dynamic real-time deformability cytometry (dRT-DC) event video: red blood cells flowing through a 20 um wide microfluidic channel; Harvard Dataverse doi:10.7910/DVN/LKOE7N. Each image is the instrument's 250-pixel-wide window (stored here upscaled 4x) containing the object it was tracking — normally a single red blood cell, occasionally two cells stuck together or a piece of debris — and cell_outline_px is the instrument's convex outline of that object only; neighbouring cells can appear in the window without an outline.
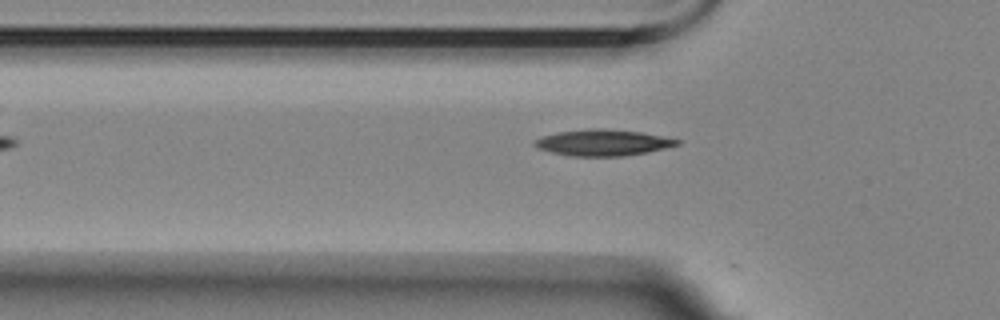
{"species": "Egyptian fruit bat (a non-hibernating species)", "species_latin": "Rousettus aegyptiacus", "temperature_condition": "room temperature", "stored_images_in_passage": 3, "camera_frame_rate_fps": 3000, "um_per_image_px": 0.085, "animal": {"sex": "female"}, "frame": {"image": 1, "passage_image": 3, "time_ms": 2.333, "image_size_px": [1000, 320], "cell_outline_px": [[680, 144], [664, 148], [624, 156], [568, 156], [536, 148], [532, 144], [536, 140], [544, 136], [556, 132], [588, 128], [600, 128], [640, 132], [680, 140]], "centroid_in_image_um": [51.19, 12.12], "position_along_channel_um": 74.6, "area_um2": 21.56}}